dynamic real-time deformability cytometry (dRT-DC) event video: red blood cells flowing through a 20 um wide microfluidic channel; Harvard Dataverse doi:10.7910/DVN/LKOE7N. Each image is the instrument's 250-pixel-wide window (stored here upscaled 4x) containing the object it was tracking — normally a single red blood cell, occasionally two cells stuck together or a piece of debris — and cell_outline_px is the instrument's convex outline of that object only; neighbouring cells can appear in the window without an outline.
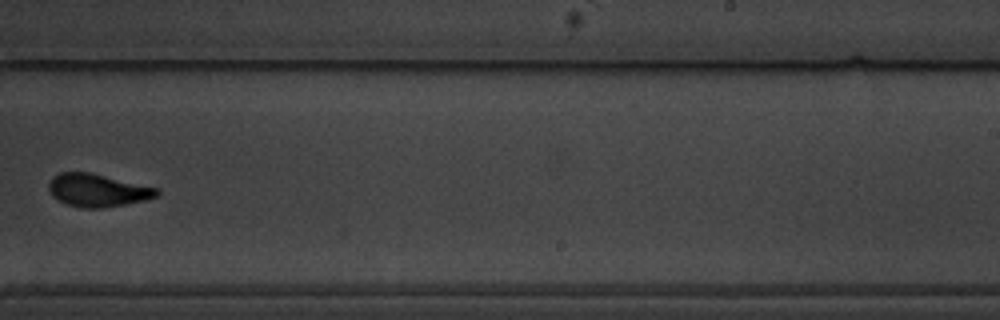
{"species": "common noctule bat (a hibernating species)", "species_latin": "Nyctalus noctula", "temperature_condition": "warm", "stored_images_in_passage": 10, "camera_frame_rate_fps": 3000, "um_per_image_px": 0.085, "animal": {"sex": "male", "body_mass_g": 19.5, "forearm_length_mm": 54.6}, "frame": {"image": 1, "passage_image": 10, "time_ms": 11.667, "image_size_px": [1000, 320], "cell_outline_px": [[160, 196], [144, 200], [104, 208], [80, 208], [68, 204], [52, 196], [48, 188], [48, 184], [52, 176], [60, 172], [88, 172], [160, 188]], "centroid_in_image_um": [8.31, 16.17], "position_along_channel_um": 280.7, "area_um2": 20.75}}